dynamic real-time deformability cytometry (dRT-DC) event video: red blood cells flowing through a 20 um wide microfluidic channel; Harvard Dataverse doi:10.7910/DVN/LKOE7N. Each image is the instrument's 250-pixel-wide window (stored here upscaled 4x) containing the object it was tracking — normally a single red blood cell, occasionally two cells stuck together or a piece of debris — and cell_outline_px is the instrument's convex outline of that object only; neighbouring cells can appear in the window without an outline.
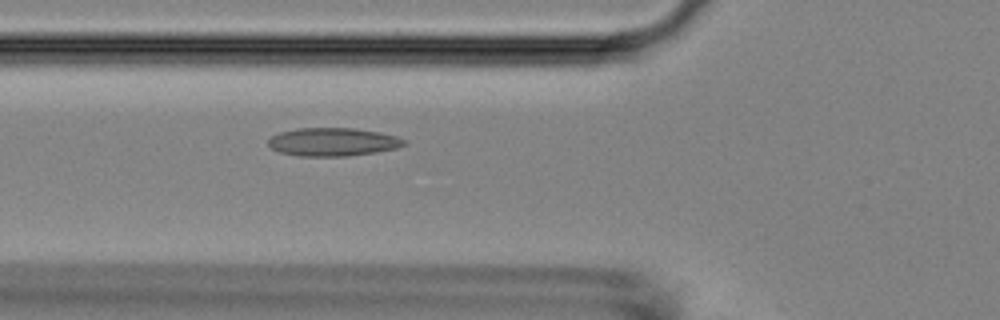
{"species": "Egyptian fruit bat (a non-hibernating species)", "species_latin": "Rousettus aegyptiacus", "temperature_condition": "room temperature", "stored_images_in_passage": 54, "camera_frame_rate_fps": 3000, "um_per_image_px": 0.085, "animal": {"sex": "female"}, "frame": {"image": 1, "passage_image": 20, "time_ms": 6.333, "image_size_px": [1000, 320], "cell_outline_px": [[408, 144], [396, 148], [376, 152], [348, 156], [300, 156], [280, 152], [272, 148], [268, 144], [268, 140], [272, 136], [280, 132], [296, 128], [352, 128], [380, 132], [396, 136], [408, 140]], "centroid_in_image_um": [28.33, 12.06], "position_along_channel_um": 97.5, "area_um2": 22.43}}
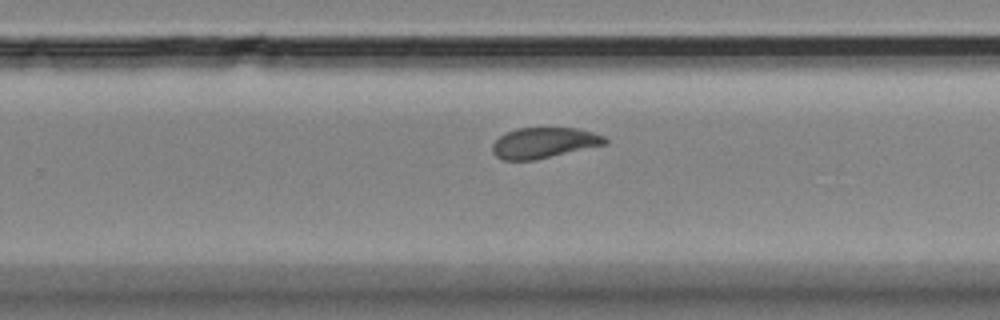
{"frame": {"image": 2, "passage_image": 35, "time_ms": 11.333, "image_size_px": [1000, 320], "cell_outline_px": [[608, 144], [536, 160], [504, 160], [496, 156], [492, 152], [492, 144], [500, 136], [516, 128], [576, 128], [592, 132], [604, 136], [608, 140]], "centroid_in_image_um": [46.26, 12.15], "position_along_channel_um": 283.5, "area_um2": 20.17}}
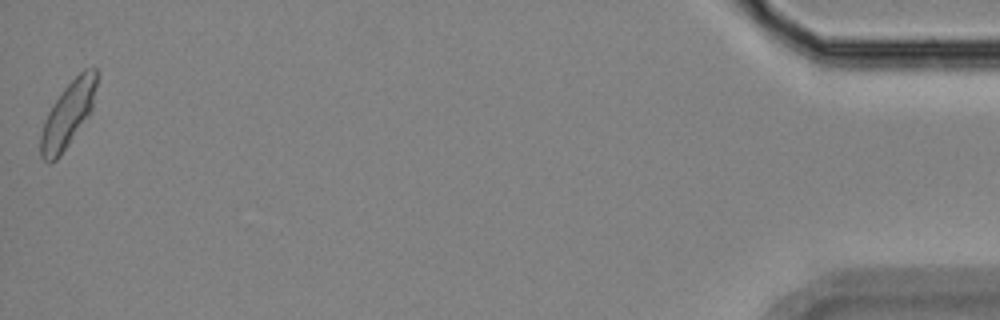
{"frame": {"image": 3, "passage_image": 54, "time_ms": 17.667, "image_size_px": [1000, 320], "cell_outline_px": [[96, 84], [92, 112], [60, 156], [52, 164], [48, 164], [40, 156], [40, 136], [44, 120], [48, 112], [64, 88], [84, 68], [96, 68]], "centroid_in_image_um": [5.76, 9.78], "position_along_channel_um": 429.4, "area_um2": 21.27}, "authors_computed_cell_mechanics": {"area_um2": 21.0681, "velocity_mm_per_s": 3.7275, "shape_relaxation_time_tau1_ms": 7.1005, "shape_relaxation_time_tau2_ms": 2.1508, "deformation_change_tau1": 0.1542, "deformation_change_tau2": 0.0619}}